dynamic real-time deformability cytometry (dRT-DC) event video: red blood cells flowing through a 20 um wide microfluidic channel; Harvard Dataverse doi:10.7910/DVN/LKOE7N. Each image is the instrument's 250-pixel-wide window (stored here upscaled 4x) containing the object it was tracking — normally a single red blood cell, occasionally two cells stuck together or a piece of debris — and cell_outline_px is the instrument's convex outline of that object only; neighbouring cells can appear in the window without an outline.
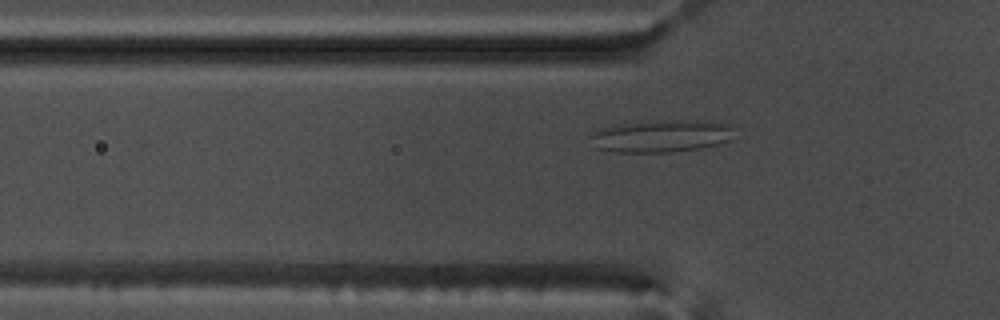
{"species": "common noctule bat (a hibernating species)", "species_latin": "Nyctalus noctula", "temperature_condition": "warm", "stored_images_in_passage": 54, "camera_frame_rate_fps": 3000, "um_per_image_px": 0.085, "animal": {"sex": "male", "body_mass_g": 17.5, "forearm_length_mm": 52.3}, "frame": {"image": 1, "passage_image": 17, "time_ms": 5.333, "image_size_px": [1000, 320], "cell_outline_px": [[736, 124], [732, 140], [720, 144], [700, 148], [672, 152], [616, 152], [596, 148], [588, 136], [592, 132], [600, 128], [612, 124], [684, 120], [696, 120]], "centroid_in_image_um": [56.26, 11.56], "position_along_channel_um": 69.5, "area_um2": 27.51}}
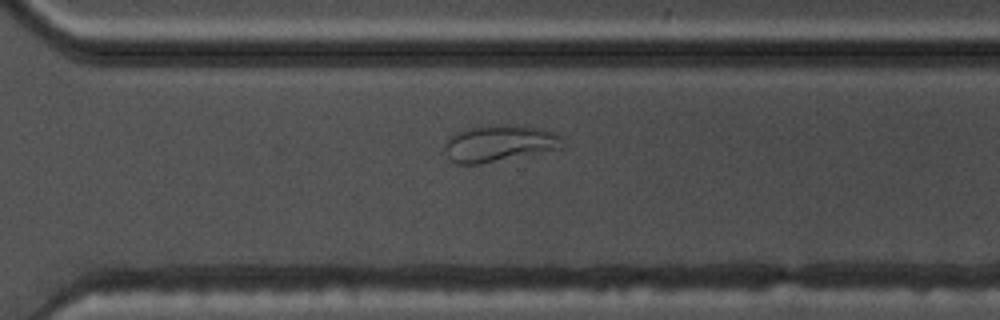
{"frame": {"image": 2, "passage_image": 38, "time_ms": 12.333, "image_size_px": [1000, 320], "cell_outline_px": [[564, 148], [476, 164], [456, 164], [448, 156], [444, 148], [444, 140], [448, 136], [456, 132], [468, 128], [496, 124], [512, 124], [540, 128], [552, 132], [560, 136], [564, 144]], "centroid_in_image_um": [42.41, 12.16], "position_along_channel_um": 328.2, "area_um2": 25.14}}
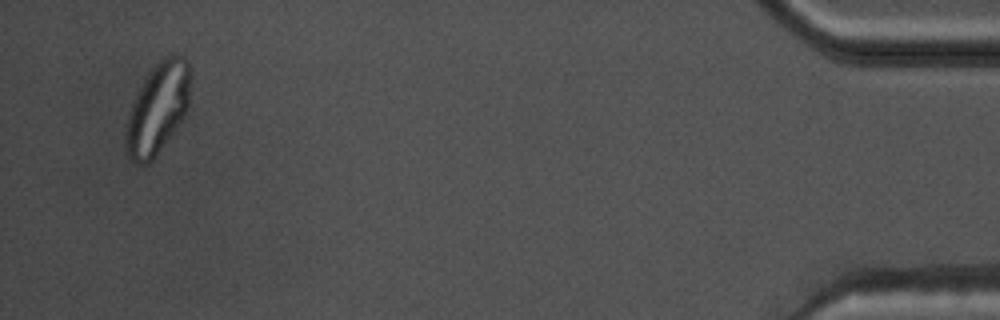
{"frame": {"image": 3, "passage_image": 52, "time_ms": 17.0, "image_size_px": [1000, 320], "cell_outline_px": [[188, 104], [184, 116], [156, 156], [148, 164], [136, 164], [128, 156], [124, 148], [124, 140], [128, 112], [148, 72], [164, 56], [172, 52], [176, 52], [184, 56], [188, 60]], "centroid_in_image_um": [13.37, 9.22], "position_along_channel_um": 421.8, "area_um2": 34.04}, "authors_computed_cell_mechanics": {"area_um2": 28.3509, "velocity_mm_per_s": 3.7026, "shape_relaxation_time_tau1_ms": null, "shape_relaxation_time_tau2_ms": 1.5437, "deformation_change_tau1": null, "deformation_change_tau2": 0.0759}}